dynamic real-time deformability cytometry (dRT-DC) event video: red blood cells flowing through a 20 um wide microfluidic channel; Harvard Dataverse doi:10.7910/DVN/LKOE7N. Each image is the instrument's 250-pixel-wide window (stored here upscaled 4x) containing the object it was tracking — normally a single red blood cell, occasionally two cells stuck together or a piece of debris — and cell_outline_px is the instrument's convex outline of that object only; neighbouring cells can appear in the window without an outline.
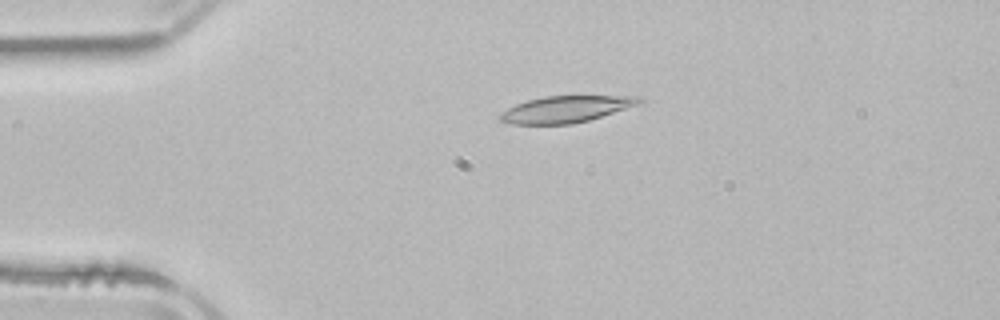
{"species": "common noctule bat (a hibernating species)", "species_latin": "Nyctalus noctula", "temperature_condition": "room temperature", "stored_images_in_passage": 4, "camera_frame_rate_fps": 3000, "um_per_image_px": 0.085, "animal": {"sex": "male", "body_mass_g": 21.5, "forearm_length_mm": 52.0}, "frame": {"image": 1, "passage_image": 3, "time_ms": 3.0, "image_size_px": [1000, 320], "cell_outline_px": [[640, 104], [588, 120], [572, 124], [512, 124], [500, 120], [496, 116], [500, 112], [516, 104], [528, 100], [544, 96], [640, 96]], "centroid_in_image_um": [48.04, 9.28], "position_along_channel_um": 37.0, "area_um2": 21.39}}